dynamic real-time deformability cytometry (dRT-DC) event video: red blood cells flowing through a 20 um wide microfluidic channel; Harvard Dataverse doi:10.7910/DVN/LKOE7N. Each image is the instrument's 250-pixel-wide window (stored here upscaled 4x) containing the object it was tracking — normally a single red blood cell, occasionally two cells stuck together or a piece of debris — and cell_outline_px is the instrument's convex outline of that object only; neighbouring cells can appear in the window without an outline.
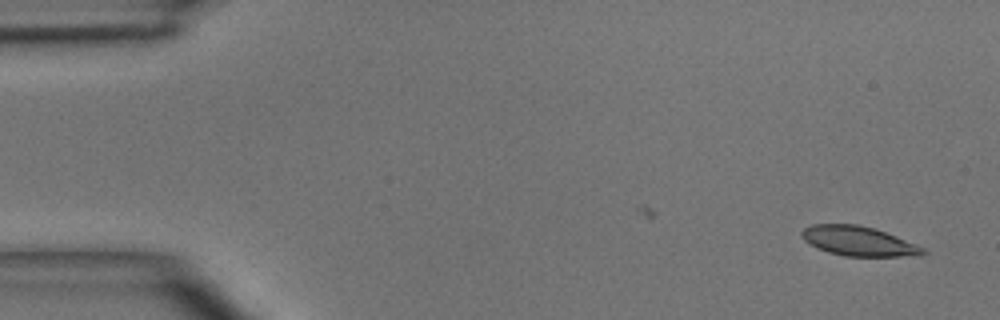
{"species": "common noctule bat (a hibernating species)", "species_latin": "Nyctalus noctula", "temperature_condition": "room temperature", "stored_images_in_passage": 2, "camera_frame_rate_fps": 3000, "um_per_image_px": 0.085, "animal": {"sex": "male", "body_mass_g": 15.6}, "frame": {"image": 1, "passage_image": 2, "time_ms": 1.333, "image_size_px": [1000, 320], "cell_outline_px": [[928, 252], [920, 256], [844, 256], [828, 252], [816, 248], [804, 240], [800, 236], [800, 232], [804, 228], [812, 224], [860, 224], [876, 228], [916, 244], [924, 248]], "centroid_in_image_um": [72.97, 20.49], "position_along_channel_um": 12.0, "area_um2": 21.15}}